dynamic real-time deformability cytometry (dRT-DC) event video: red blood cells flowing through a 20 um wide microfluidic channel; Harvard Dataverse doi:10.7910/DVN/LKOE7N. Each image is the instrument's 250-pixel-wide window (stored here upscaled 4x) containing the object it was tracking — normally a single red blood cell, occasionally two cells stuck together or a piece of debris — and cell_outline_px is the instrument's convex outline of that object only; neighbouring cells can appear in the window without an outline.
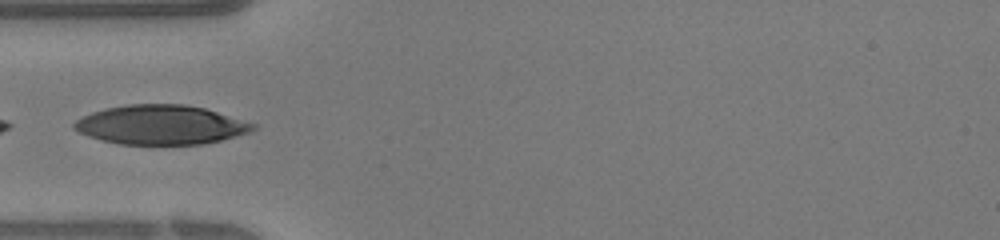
{"species": "human", "species_latin": "Homo sapiens", "temperature_condition": "warm", "stored_images_in_passage": 23, "camera_frame_rate_fps": 3000, "um_per_image_px": 0.085, "donor": {"sex": "female"}, "frame": {"image": 1, "passage_image": 11, "time_ms": 3.333, "image_size_px": [1000, 240], "cell_outline_px": [[256, 128], [248, 132], [220, 140], [204, 144], [120, 144], [100, 140], [88, 136], [72, 128], [72, 124], [76, 120], [92, 112], [104, 108], [128, 104], [184, 104], [204, 108], [256, 124]], "centroid_in_image_um": [13.63, 10.6], "position_along_channel_um": 71.4, "area_um2": 40.75}}
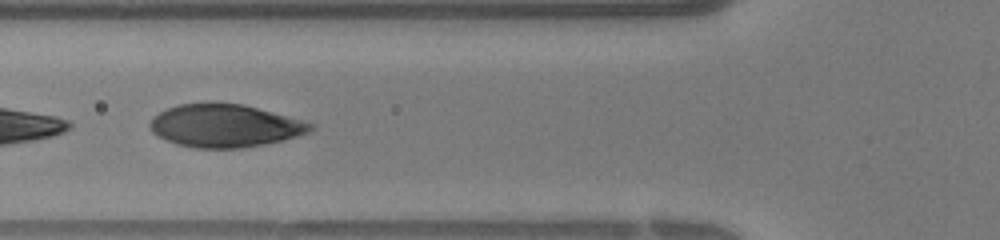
{"frame": {"image": 2, "passage_image": 13, "time_ms": 4.0, "image_size_px": [1000, 240], "cell_outline_px": [[316, 128], [308, 132], [284, 140], [264, 144], [240, 148], [196, 148], [176, 144], [156, 136], [148, 128], [148, 124], [152, 116], [168, 108], [180, 104], [240, 104], [272, 112], [316, 124]], "centroid_in_image_um": [19.08, 10.71], "position_along_channel_um": 106.7, "area_um2": 39.77}}